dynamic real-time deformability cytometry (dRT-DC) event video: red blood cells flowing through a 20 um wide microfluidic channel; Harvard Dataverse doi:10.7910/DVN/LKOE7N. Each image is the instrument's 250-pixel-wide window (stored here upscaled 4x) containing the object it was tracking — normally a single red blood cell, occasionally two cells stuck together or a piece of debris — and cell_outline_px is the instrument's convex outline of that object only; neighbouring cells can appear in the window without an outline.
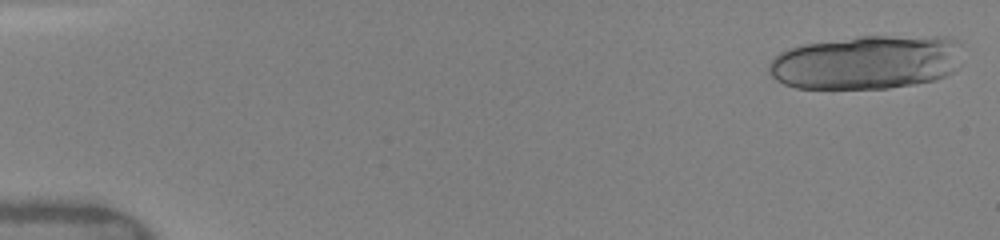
{"species": "human", "species_latin": "Homo sapiens", "temperature_condition": "warm", "stored_images_in_passage": 17, "segment_of_instrument_passage": [1, 2], "camera_frame_rate_fps": 3000, "um_per_image_px": 0.085, "donor": {"sex": "female"}, "frame": {"image": 1, "passage_image": 1, "time_ms": 0.0, "image_size_px": [1000, 240], "cell_outline_px": [[960, 44], [952, 72], [936, 80], [888, 88], [796, 88], [784, 84], [776, 80], [768, 72], [768, 64], [780, 52], [788, 48], [804, 44], [856, 36], [948, 36], [960, 40]], "centroid_in_image_um": [73.61, 5.28], "position_along_channel_um": 11.4, "area_um2": 60.86}}